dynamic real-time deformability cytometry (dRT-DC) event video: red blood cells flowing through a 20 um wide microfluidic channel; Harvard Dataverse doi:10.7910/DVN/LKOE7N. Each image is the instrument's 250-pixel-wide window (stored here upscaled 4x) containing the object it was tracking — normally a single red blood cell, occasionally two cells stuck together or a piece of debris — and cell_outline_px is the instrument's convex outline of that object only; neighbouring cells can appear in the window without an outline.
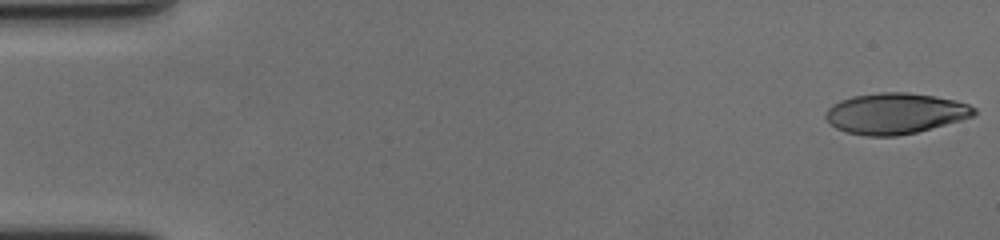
{"species": "human", "species_latin": "Homo sapiens", "temperature_condition": "cold", "stored_images_in_passage": 59, "camera_frame_rate_fps": 3000, "um_per_image_px": 0.085, "donor": {"sex": "female"}, "frame": {"image": 1, "passage_image": 1, "time_ms": 0.0, "image_size_px": [1000, 240], "cell_outline_px": [[976, 112], [972, 116], [960, 120], [916, 132], [896, 136], [864, 136], [844, 132], [836, 128], [824, 116], [828, 108], [832, 104], [840, 100], [852, 96], [880, 92], [908, 92], [956, 100], [968, 104], [976, 108]], "centroid_in_image_um": [76.06, 9.64], "position_along_channel_um": 8.9, "area_um2": 35.26}}
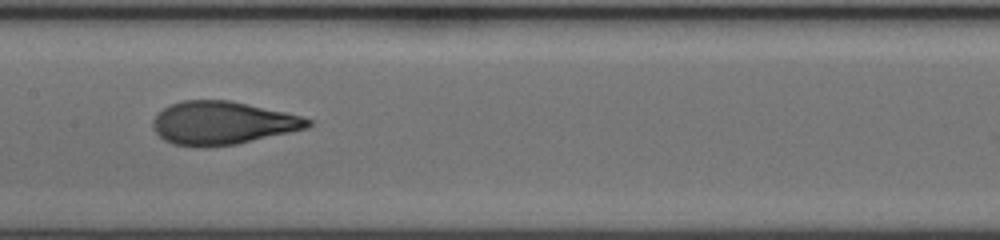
{"frame": {"image": 2, "passage_image": 30, "time_ms": 9.667, "image_size_px": [1000, 240], "cell_outline_px": [[312, 124], [308, 128], [236, 144], [204, 148], [196, 148], [172, 144], [164, 140], [152, 128], [152, 120], [168, 104], [180, 100], [228, 100], [248, 104], [284, 112], [300, 116], [312, 120]], "centroid_in_image_um": [18.86, 10.46], "position_along_channel_um": 188.5, "area_um2": 39.13}}
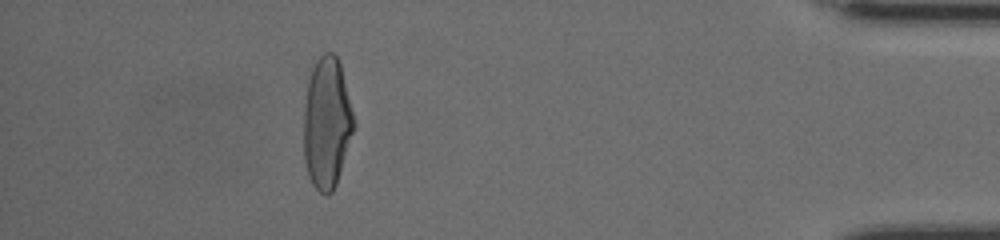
{"frame": {"image": 3, "passage_image": 53, "time_ms": 17.333, "image_size_px": [1000, 240], "cell_outline_px": [[356, 124], [336, 184], [332, 192], [328, 196], [324, 196], [312, 184], [308, 176], [304, 160], [304, 104], [308, 80], [312, 68], [316, 60], [324, 52], [332, 52], [336, 56], [340, 64]], "centroid_in_image_um": [27.77, 10.47], "position_along_channel_um": 407.4, "area_um2": 38.44}, "authors_computed_cell_mechanics": {"area_um2": 38.4948, "velocity_mm_per_s": 3.543, "shape_relaxation_time_tau1_ms": 4.7367, "shape_relaxation_time_tau2_ms": 0.9919, "deformation_change_tau1": 0.2262, "deformation_change_tau2": 0.0792}}